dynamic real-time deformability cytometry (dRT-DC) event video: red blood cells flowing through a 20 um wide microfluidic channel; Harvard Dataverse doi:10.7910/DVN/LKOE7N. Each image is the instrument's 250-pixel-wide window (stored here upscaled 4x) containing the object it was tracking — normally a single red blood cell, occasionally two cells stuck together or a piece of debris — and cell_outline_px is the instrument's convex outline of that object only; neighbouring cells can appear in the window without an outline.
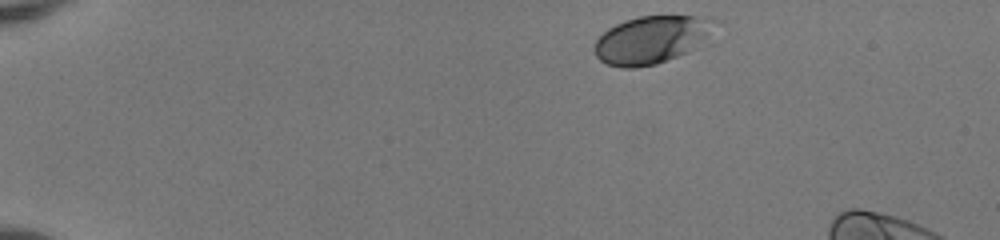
{"species": "human", "species_latin": "Homo sapiens", "temperature_condition": "room temperature", "stored_images_in_passage": 42, "camera_frame_rate_fps": 3000, "um_per_image_px": 0.085, "donor": {"sex": "female"}, "frame": {"image": 1, "passage_image": 1, "time_ms": 0.0, "image_size_px": [1000, 240], "cell_outline_px": [[724, 20], [700, 48], [668, 60], [656, 64], [636, 68], [624, 68], [608, 64], [600, 60], [596, 56], [592, 48], [596, 40], [608, 28], [616, 24], [640, 16], [696, 16]], "centroid_in_image_um": [55.49, 3.37], "position_along_channel_um": 29.5, "area_um2": 34.28}}
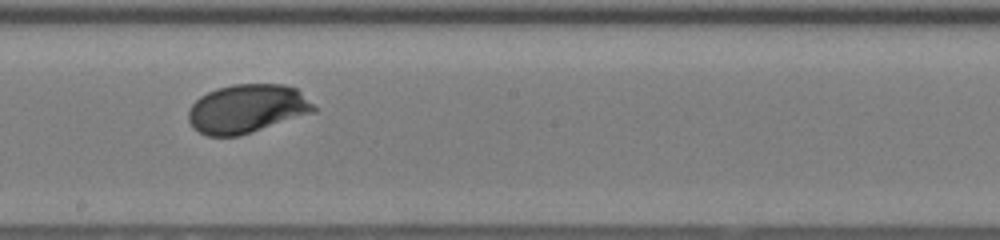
{"frame": {"image": 2, "passage_image": 23, "time_ms": 7.333, "image_size_px": [1000, 240], "cell_outline_px": [[316, 112], [240, 136], [208, 136], [192, 128], [188, 120], [188, 108], [200, 96], [216, 88], [232, 84], [284, 84], [296, 88], [316, 108]], "centroid_in_image_um": [20.97, 9.24], "position_along_channel_um": 227.2, "area_um2": 35.78}}
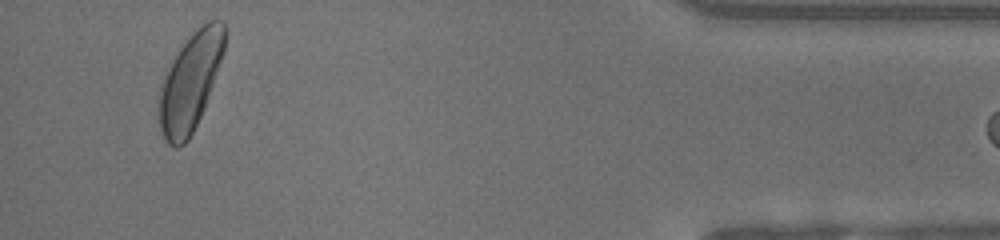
{"frame": {"image": 3, "passage_image": 41, "time_ms": 13.333, "image_size_px": [1000, 240], "cell_outline_px": [[228, 32], [224, 52], [204, 108], [188, 140], [184, 144], [176, 148], [172, 148], [164, 140], [160, 128], [160, 88], [168, 68], [172, 60], [180, 48], [196, 28], [208, 20], [220, 20], [224, 24]], "centroid_in_image_um": [16.2, 6.93], "position_along_channel_um": 419.0, "area_um2": 36.99}}